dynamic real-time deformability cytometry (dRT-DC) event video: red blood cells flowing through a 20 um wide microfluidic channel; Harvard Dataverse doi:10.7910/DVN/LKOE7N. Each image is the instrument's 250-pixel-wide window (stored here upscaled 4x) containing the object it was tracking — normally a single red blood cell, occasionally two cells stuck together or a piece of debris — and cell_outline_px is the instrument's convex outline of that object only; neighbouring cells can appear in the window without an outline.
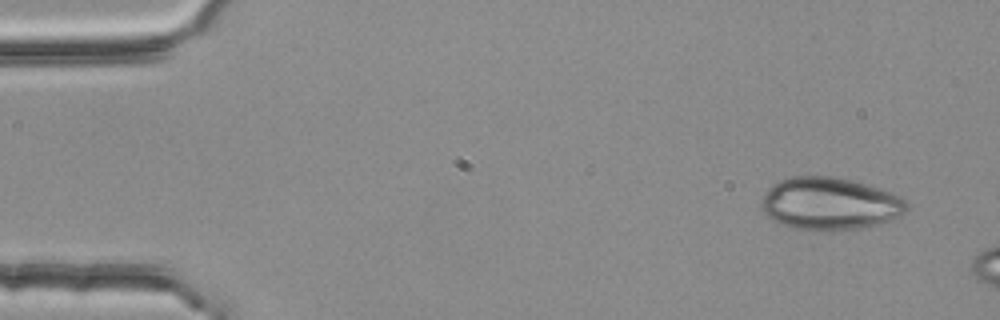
{"species": "common noctule bat (a hibernating species)", "species_latin": "Nyctalus noctula", "temperature_condition": "room temperature", "stored_images_in_passage": 3, "camera_frame_rate_fps": 3000, "um_per_image_px": 0.085, "animal": {"sex": "female", "body_mass_g": 25.1}, "frame": {"image": 1, "passage_image": 1, "time_ms": 0.0, "image_size_px": [1000, 320], "cell_outline_px": [[908, 208], [900, 216], [892, 220], [876, 224], [856, 228], [792, 228], [780, 224], [772, 220], [760, 208], [760, 200], [764, 192], [772, 184], [788, 176], [832, 176], [852, 180], [892, 192], [908, 200]], "centroid_in_image_um": [70.51, 17.27], "position_along_channel_um": 14.5, "area_um2": 44.16}}